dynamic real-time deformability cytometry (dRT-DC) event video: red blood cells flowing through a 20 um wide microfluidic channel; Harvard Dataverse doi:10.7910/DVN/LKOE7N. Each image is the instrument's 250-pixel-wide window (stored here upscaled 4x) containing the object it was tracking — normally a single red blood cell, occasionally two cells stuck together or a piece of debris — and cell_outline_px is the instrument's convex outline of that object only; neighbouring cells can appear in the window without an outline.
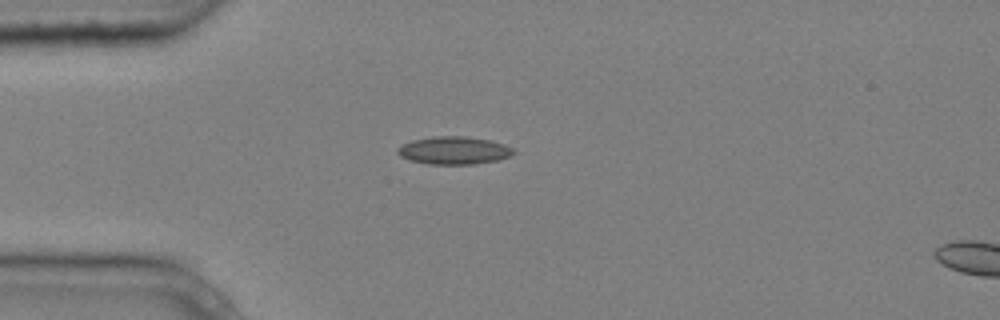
{"species": "common noctule bat (a hibernating species)", "species_latin": "Nyctalus noctula", "temperature_condition": "cold", "stored_images_in_passage": 4, "segment_of_instrument_passage": [1, 2], "camera_frame_rate_fps": 3000, "um_per_image_px": 0.085, "animal": {"sex": "male", "body_mass_g": 20.4}, "frame": {"image": 1, "passage_image": 3, "time_ms": 0.667, "image_size_px": [1000, 320], "cell_outline_px": [[516, 152], [512, 156], [496, 160], [476, 164], [428, 164], [408, 160], [400, 156], [396, 152], [396, 148], [412, 140], [432, 136], [464, 136], [488, 140], [504, 144], [512, 148]], "centroid_in_image_um": [38.56, 12.79], "position_along_channel_um": 46.4, "area_um2": 18.84}}